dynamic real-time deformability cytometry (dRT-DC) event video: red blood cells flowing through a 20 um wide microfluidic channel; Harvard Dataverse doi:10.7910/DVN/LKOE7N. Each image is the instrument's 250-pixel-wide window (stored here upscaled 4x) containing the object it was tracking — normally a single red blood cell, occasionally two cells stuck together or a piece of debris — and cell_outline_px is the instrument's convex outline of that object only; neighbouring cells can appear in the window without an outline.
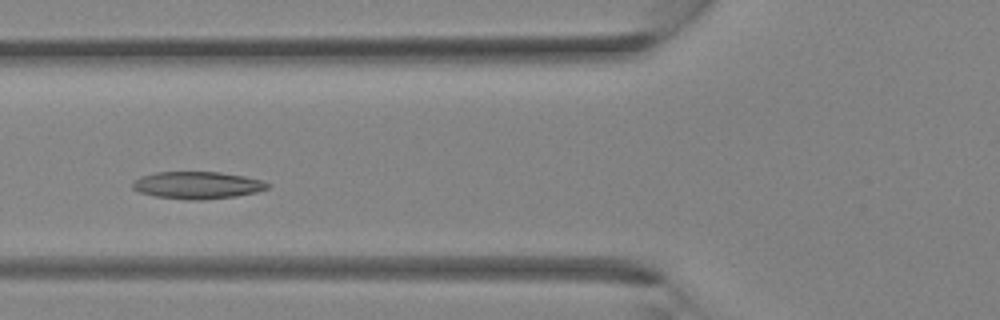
{"species": "Egyptian fruit bat (a non-hibernating species)", "species_latin": "Rousettus aegyptiacus", "temperature_condition": "room temperature", "stored_images_in_passage": 33, "camera_frame_rate_fps": 3000, "um_per_image_px": 0.085, "animal": {"sex": "female"}, "frame": {"image": 1, "passage_image": 10, "time_ms": 3.0, "image_size_px": [1000, 320], "cell_outline_px": [[272, 184], [268, 188], [256, 192], [236, 196], [204, 200], [188, 200], [156, 196], [140, 192], [132, 188], [132, 180], [140, 176], [156, 172], [220, 172], [244, 176], [260, 180]], "centroid_in_image_um": [16.76, 15.74], "position_along_channel_um": 109.0, "area_um2": 21.5}}
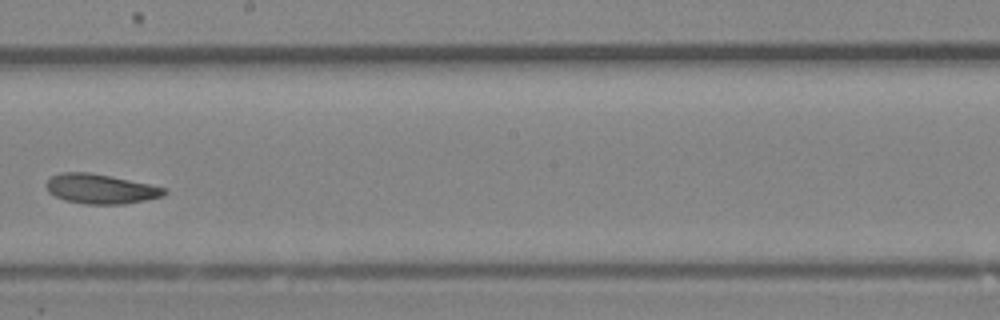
{"frame": {"image": 2, "passage_image": 17, "time_ms": 5.333, "image_size_px": [1000, 320], "cell_outline_px": [[168, 192], [164, 196], [124, 204], [88, 204], [64, 200], [48, 192], [48, 180], [52, 176], [60, 172], [92, 172], [112, 176], [168, 188]], "centroid_in_image_um": [8.6, 16.05], "position_along_channel_um": 239.6, "area_um2": 20.4}}
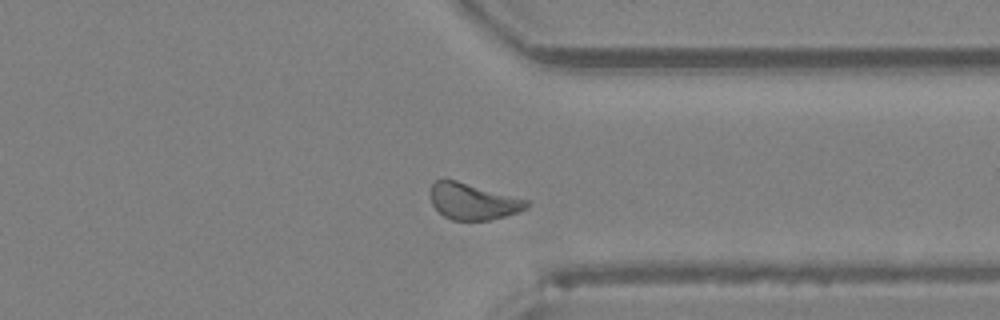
{"frame": {"image": 3, "passage_image": 24, "time_ms": 7.667, "image_size_px": [1000, 320], "cell_outline_px": [[532, 204], [528, 208], [504, 216], [488, 220], [452, 220], [444, 216], [432, 204], [428, 192], [432, 184], [436, 180], [456, 180], [532, 200]], "centroid_in_image_um": [40.24, 17.11], "position_along_channel_um": 371.2, "area_um2": 20.63}}